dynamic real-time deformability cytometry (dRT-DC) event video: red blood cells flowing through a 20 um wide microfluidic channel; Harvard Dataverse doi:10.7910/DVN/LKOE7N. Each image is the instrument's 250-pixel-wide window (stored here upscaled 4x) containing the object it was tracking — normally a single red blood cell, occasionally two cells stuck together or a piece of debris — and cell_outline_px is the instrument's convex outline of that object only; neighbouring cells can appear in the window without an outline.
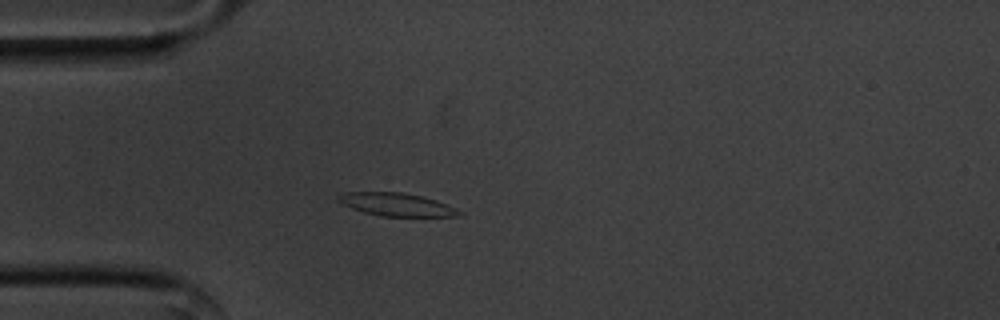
{"species": "common noctule bat (a hibernating species)", "species_latin": "Nyctalus noctula", "temperature_condition": "cold", "stored_images_in_passage": 43, "camera_frame_rate_fps": 3000, "um_per_image_px": 0.085, "animal": {"sex": "male", "body_mass_g": 20.1, "forearm_length_mm": 53.5}, "frame": {"image": 1, "passage_image": 2, "time_ms": 0.333, "image_size_px": [1000, 320], "cell_outline_px": [[464, 212], [456, 216], [380, 216], [364, 212], [352, 208], [336, 200], [336, 196], [344, 192], [400, 192], [424, 196], [436, 200], [456, 208]], "centroid_in_image_um": [33.7, 17.37], "position_along_channel_um": 51.3, "area_um2": 16.18}}
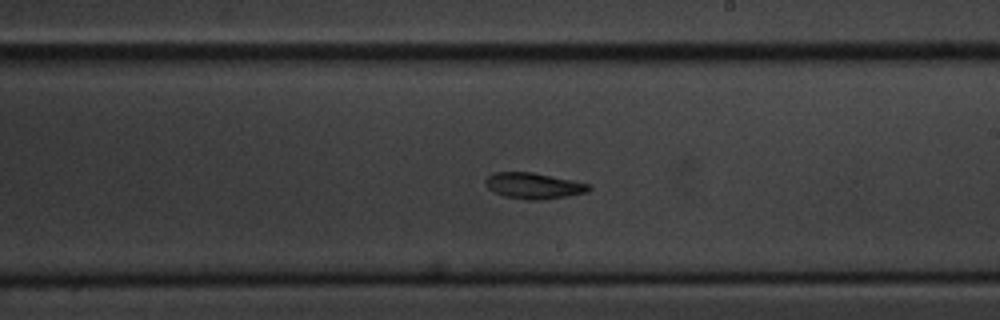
{"frame": {"image": 2, "passage_image": 19, "time_ms": 6.0, "image_size_px": [1000, 320], "cell_outline_px": [[592, 188], [588, 192], [568, 196], [544, 200], [524, 200], [504, 196], [488, 188], [484, 184], [484, 180], [492, 172], [532, 172], [572, 180], [588, 184]], "centroid_in_image_um": [45.34, 15.79], "position_along_channel_um": 243.7, "area_um2": 15.78}}
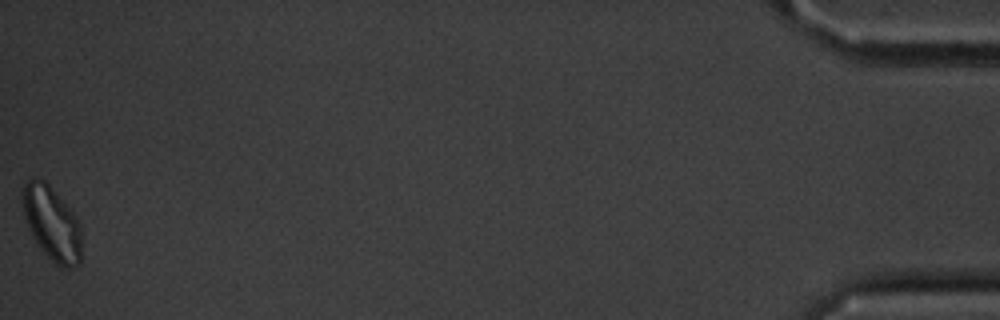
{"frame": {"image": 3, "passage_image": 43, "time_ms": 14.0, "image_size_px": [1000, 320], "cell_outline_px": [[80, 264], [72, 268], [64, 268], [56, 264], [40, 248], [32, 236], [28, 228], [24, 216], [20, 192], [24, 184], [32, 176], [36, 176], [44, 180], [48, 184], [76, 216], [80, 224]], "centroid_in_image_um": [4.37, 18.95], "position_along_channel_um": 430.8, "area_um2": 25.55}, "authors_computed_cell_mechanics": {"area_um2": 16.0684, "velocity_mm_per_s": 3.5449, "shape_relaxation_time_tau1_ms": 3.1984, "shape_relaxation_time_tau2_ms": 9.7864, "deformation_change_tau1": 0.1277, "deformation_change_tau2": 0.1546}}